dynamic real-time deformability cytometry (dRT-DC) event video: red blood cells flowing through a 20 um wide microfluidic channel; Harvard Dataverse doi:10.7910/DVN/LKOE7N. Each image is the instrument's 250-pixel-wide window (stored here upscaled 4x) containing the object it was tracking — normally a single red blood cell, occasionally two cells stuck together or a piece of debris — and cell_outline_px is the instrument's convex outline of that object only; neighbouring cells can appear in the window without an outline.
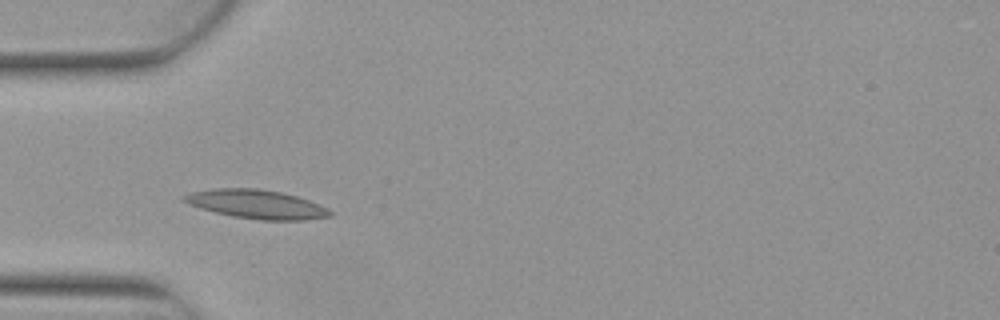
{"species": "Egyptian fruit bat (a non-hibernating species)", "species_latin": "Rousettus aegyptiacus", "temperature_condition": "warm", "stored_images_in_passage": 6, "camera_frame_rate_fps": 3000, "um_per_image_px": 0.085, "animal": {"sex": "female"}, "frame": {"image": 1, "passage_image": 3, "time_ms": 0.667, "image_size_px": [1000, 320], "cell_outline_px": [[332, 216], [304, 220], [260, 220], [232, 216], [200, 208], [188, 204], [180, 200], [184, 196], [192, 192], [212, 188], [256, 188], [280, 192], [296, 196], [308, 200], [328, 208], [332, 212]], "centroid_in_image_um": [21.79, 17.36], "position_along_channel_um": 63.2, "area_um2": 24.45}}
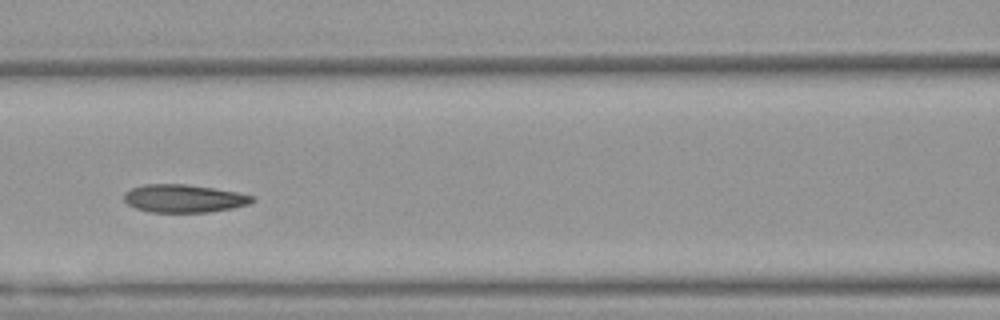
{"frame": {"image": 2, "passage_image": 5, "time_ms": 1.333, "image_size_px": [1000, 320], "cell_outline_px": [[256, 200], [248, 204], [232, 208], [208, 212], [148, 212], [136, 208], [128, 204], [124, 200], [124, 192], [132, 188], [144, 184], [184, 184], [212, 188], [236, 192], [256, 196]], "centroid_in_image_um": [15.63, 16.87], "position_along_channel_um": 151.0, "area_um2": 20.87}}
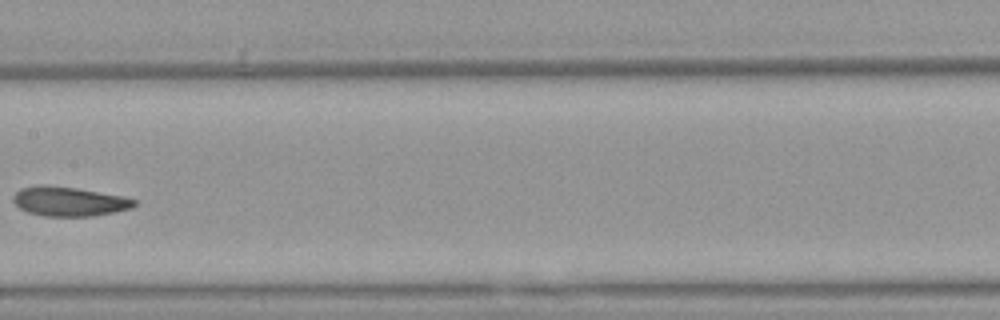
{"frame": {"image": 3, "passage_image": 6, "time_ms": 1.667, "image_size_px": [1000, 320], "cell_outline_px": [[136, 204], [132, 208], [116, 212], [92, 216], [44, 216], [28, 212], [20, 208], [12, 200], [12, 196], [20, 188], [40, 184], [44, 184], [76, 188], [124, 196], [136, 200]], "centroid_in_image_um": [5.87, 17.11], "position_along_channel_um": 201.5, "area_um2": 20.87}}